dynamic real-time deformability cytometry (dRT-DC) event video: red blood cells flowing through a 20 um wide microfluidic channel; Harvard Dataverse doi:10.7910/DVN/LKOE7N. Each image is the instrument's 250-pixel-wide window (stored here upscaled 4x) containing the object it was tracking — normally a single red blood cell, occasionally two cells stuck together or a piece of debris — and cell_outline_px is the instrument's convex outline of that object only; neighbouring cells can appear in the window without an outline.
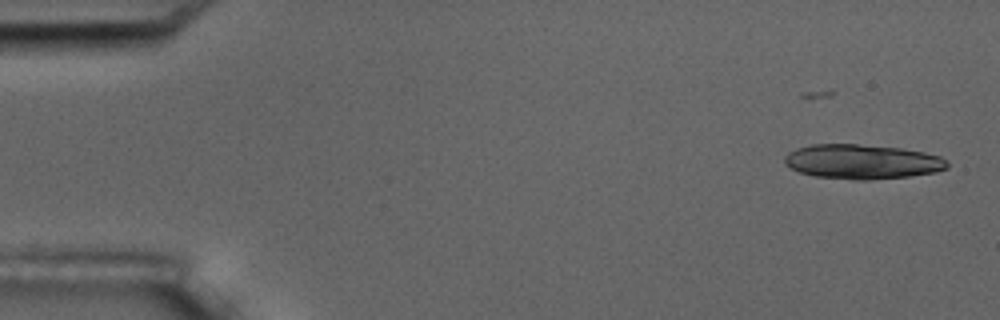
{"species": "common noctule bat (a hibernating species)", "species_latin": "Nyctalus noctula", "temperature_condition": "room temperature", "stored_images_in_passage": 6, "camera_frame_rate_fps": 3000, "um_per_image_px": 0.085, "animal": {"sex": "male", "body_mass_g": 17.5, "forearm_length_mm": 52.3}, "frame": {"image": 1, "passage_image": 2, "time_ms": 1.333, "image_size_px": [1000, 320], "cell_outline_px": [[948, 168], [936, 172], [908, 176], [872, 180], [852, 180], [816, 176], [800, 172], [784, 164], [784, 156], [788, 152], [796, 148], [812, 144], [856, 144], [900, 148], [924, 152], [940, 156], [948, 160]], "centroid_in_image_um": [73.29, 13.74], "position_along_channel_um": 11.7, "area_um2": 32.95}}